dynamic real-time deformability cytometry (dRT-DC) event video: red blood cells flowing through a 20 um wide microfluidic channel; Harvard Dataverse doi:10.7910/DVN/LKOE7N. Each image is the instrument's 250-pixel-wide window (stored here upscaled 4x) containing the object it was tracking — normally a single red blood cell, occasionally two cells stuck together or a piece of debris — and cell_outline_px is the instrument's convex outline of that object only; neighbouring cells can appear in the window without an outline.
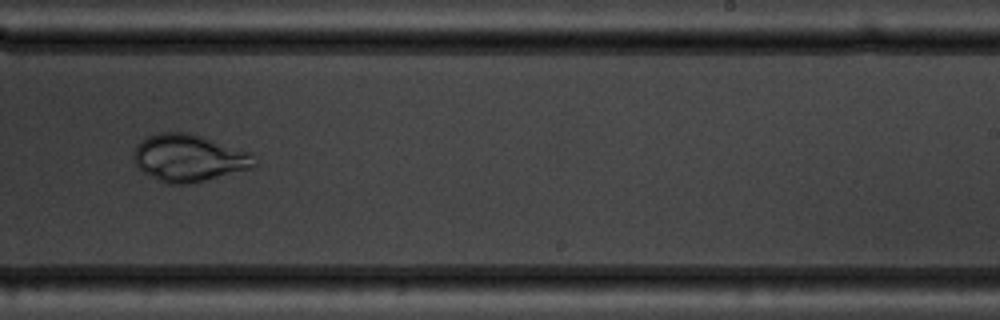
{"species": "common noctule bat (a hibernating species)", "species_latin": "Nyctalus noctula", "temperature_condition": "warm", "stored_images_in_passage": 9, "camera_frame_rate_fps": 3000, "um_per_image_px": 0.085, "animal": {"sex": "male", "body_mass_g": 19.5, "forearm_length_mm": 54.6}, "frame": {"image": 1, "passage_image": 9, "time_ms": 9.0, "image_size_px": [1000, 320], "cell_outline_px": [[256, 168], [192, 184], [164, 184], [144, 172], [136, 164], [132, 152], [148, 136], [156, 132], [188, 132], [252, 152], [256, 164]], "centroid_in_image_um": [16.11, 13.45], "position_along_channel_um": 272.9, "area_um2": 33.47}}